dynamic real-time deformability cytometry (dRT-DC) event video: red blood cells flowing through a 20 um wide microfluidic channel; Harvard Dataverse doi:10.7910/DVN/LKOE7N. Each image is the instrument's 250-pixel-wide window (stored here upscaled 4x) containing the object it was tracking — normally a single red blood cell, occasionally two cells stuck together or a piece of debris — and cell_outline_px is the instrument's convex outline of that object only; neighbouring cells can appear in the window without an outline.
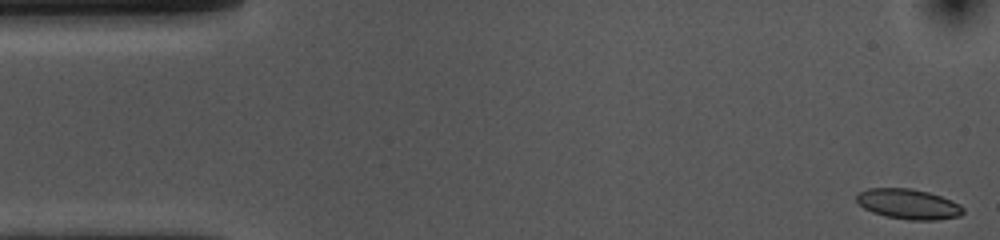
{"species": "common noctule bat (a hibernating species)", "species_latin": "Nyctalus noctula", "temperature_condition": "cold", "stored_images_in_passage": 53, "camera_frame_rate_fps": 3000, "um_per_image_px": 0.085, "animal": {"sex": "female", "body_mass_g": 10.0, "forearm_length_mm": 53.1}, "frame": {"image": 1, "passage_image": 1, "time_ms": 0.0, "image_size_px": [1000, 240], "cell_outline_px": [[964, 212], [960, 216], [936, 220], [908, 220], [888, 216], [872, 212], [864, 208], [856, 200], [856, 196], [860, 192], [868, 188], [912, 188], [928, 192], [952, 200], [960, 204], [964, 208]], "centroid_in_image_um": [77.24, 17.34], "position_along_channel_um": 7.8, "area_um2": 18.73}}
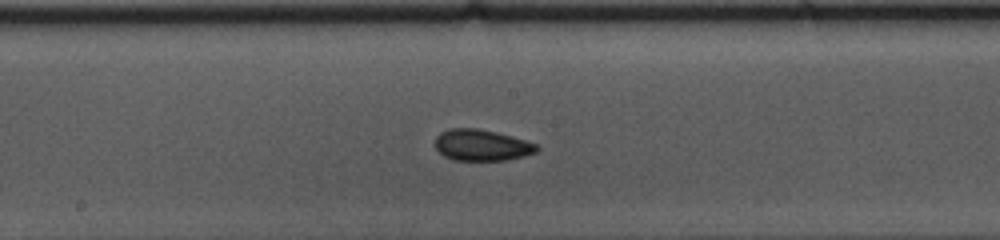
{"frame": {"image": 2, "passage_image": 26, "time_ms": 8.333, "image_size_px": [1000, 240], "cell_outline_px": [[540, 148], [536, 152], [524, 156], [504, 160], [452, 160], [444, 156], [436, 148], [436, 136], [440, 132], [448, 128], [476, 128], [496, 132], [512, 136], [536, 144]], "centroid_in_image_um": [40.93, 12.33], "position_along_channel_um": 207.3, "area_um2": 18.5}}
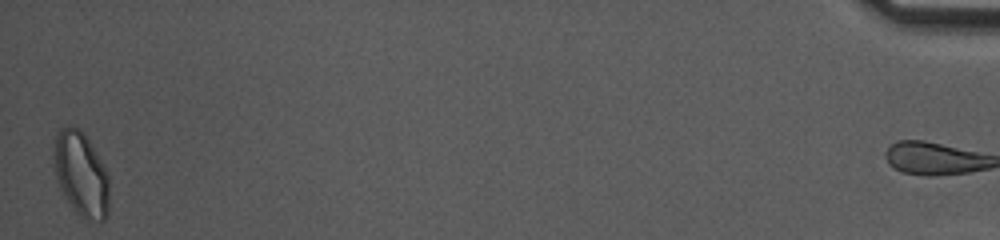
{"frame": {"image": 3, "passage_image": 52, "time_ms": 17.0, "image_size_px": [1000, 240], "cell_outline_px": [[108, 216], [100, 224], [88, 224], [76, 212], [64, 196], [60, 188], [56, 176], [52, 156], [52, 148], [56, 136], [60, 128], [80, 128], [84, 132], [108, 172]], "centroid_in_image_um": [6.9, 14.87], "position_along_channel_um": 428.3, "area_um2": 27.8}, "authors_computed_cell_mechanics": {"area_um2": 18.8428, "velocity_mm_per_s": 3.709, "shape_relaxation_time_tau1_ms": 3.3505, "shape_relaxation_time_tau2_ms": 1.3513, "deformation_change_tau1": 0.0835, "deformation_change_tau2": 0.0558}}